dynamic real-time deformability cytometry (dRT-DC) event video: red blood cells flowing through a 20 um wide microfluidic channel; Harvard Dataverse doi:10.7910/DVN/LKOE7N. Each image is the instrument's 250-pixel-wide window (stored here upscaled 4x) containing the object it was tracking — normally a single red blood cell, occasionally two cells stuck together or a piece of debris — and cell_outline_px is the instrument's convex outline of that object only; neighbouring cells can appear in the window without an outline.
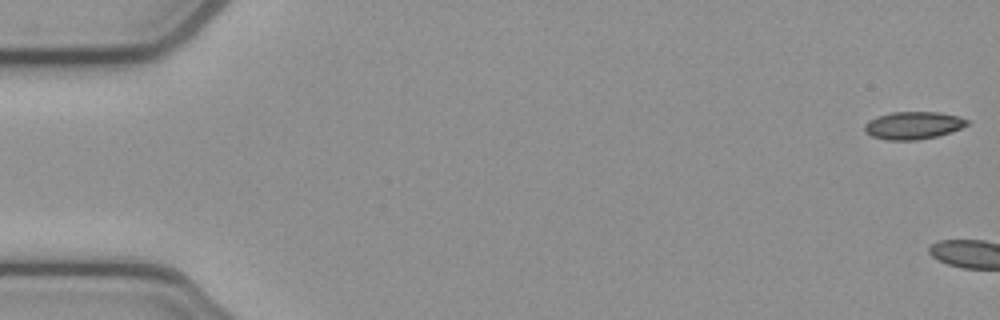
{"species": "common noctule bat (a hibernating species)", "species_latin": "Nyctalus noctula", "temperature_condition": "cold", "stored_images_in_passage": 4, "camera_frame_rate_fps": 3000, "um_per_image_px": 0.085, "animal": {"sex": "female", "body_mass_g": 21.9}, "frame": {"image": 1, "passage_image": 1, "time_ms": 0.0, "image_size_px": [1000, 320], "cell_outline_px": [[968, 124], [952, 132], [936, 136], [916, 140], [888, 140], [872, 136], [864, 132], [864, 124], [868, 120], [876, 116], [892, 112], [940, 112], [960, 116], [968, 120]], "centroid_in_image_um": [77.6, 10.65], "position_along_channel_um": 7.4, "area_um2": 16.59}}